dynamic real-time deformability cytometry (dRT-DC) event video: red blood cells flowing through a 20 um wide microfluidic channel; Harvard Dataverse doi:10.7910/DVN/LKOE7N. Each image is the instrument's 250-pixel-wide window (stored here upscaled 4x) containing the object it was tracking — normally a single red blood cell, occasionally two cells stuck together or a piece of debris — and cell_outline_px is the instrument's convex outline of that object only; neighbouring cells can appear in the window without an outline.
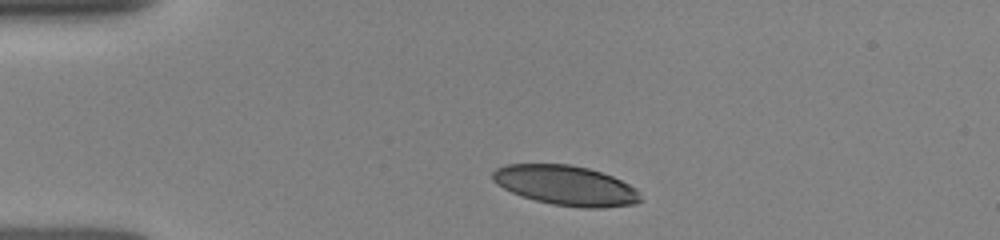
{"species": "human", "species_latin": "Homo sapiens", "temperature_condition": "room temperature", "stored_images_in_passage": 2, "camera_frame_rate_fps": 3000, "um_per_image_px": 0.085, "donor": {"sex": "female"}, "frame": {"image": 1, "passage_image": 1, "time_ms": 0.0, "image_size_px": [1000, 240], "cell_outline_px": [[640, 200], [636, 204], [604, 208], [580, 208], [552, 204], [520, 196], [496, 184], [492, 180], [492, 172], [496, 168], [508, 164], [568, 164], [588, 168], [612, 176], [636, 188], [640, 192]], "centroid_in_image_um": [48.09, 15.77], "position_along_channel_um": 36.9, "area_um2": 34.39}}